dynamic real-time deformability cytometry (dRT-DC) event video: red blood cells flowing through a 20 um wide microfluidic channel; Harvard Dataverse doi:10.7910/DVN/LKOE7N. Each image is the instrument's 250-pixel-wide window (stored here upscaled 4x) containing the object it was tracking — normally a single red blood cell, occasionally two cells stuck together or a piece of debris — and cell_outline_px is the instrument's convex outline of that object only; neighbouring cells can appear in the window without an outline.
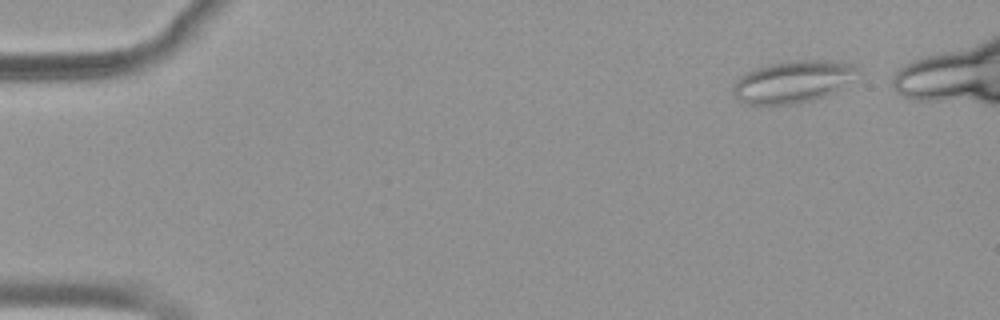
{"species": "common noctule bat (a hibernating species)", "species_latin": "Nyctalus noctula", "temperature_condition": "warm", "stored_images_in_passage": 47, "camera_frame_rate_fps": 3000, "um_per_image_px": 0.085, "animal": {"sex": "female", "body_mass_g": 19.9}, "frame": {"image": 1, "passage_image": 4, "time_ms": 1.0, "image_size_px": [1000, 320], "cell_outline_px": [[860, 72], [844, 88], [836, 92], [824, 96], [796, 104], [740, 104], [736, 100], [732, 92], [732, 88], [736, 80], [740, 76], [756, 68], [768, 64], [788, 60], [840, 60], [852, 64], [860, 68]], "centroid_in_image_um": [67.43, 6.94], "position_along_channel_um": 17.6, "area_um2": 31.21}}
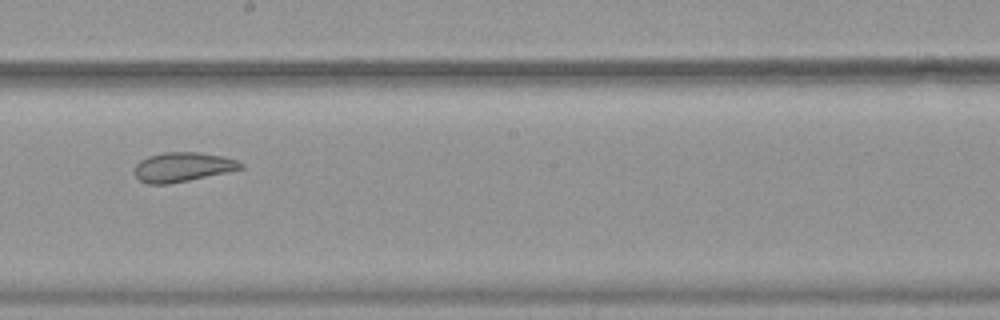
{"frame": {"image": 2, "passage_image": 30, "time_ms": 9.667, "image_size_px": [1000, 320], "cell_outline_px": [[244, 168], [228, 172], [168, 184], [148, 184], [140, 180], [132, 172], [136, 164], [140, 160], [148, 156], [164, 152], [200, 152], [224, 156], [236, 160], [244, 164]], "centroid_in_image_um": [15.52, 14.19], "position_along_channel_um": 232.7, "area_um2": 18.32}}
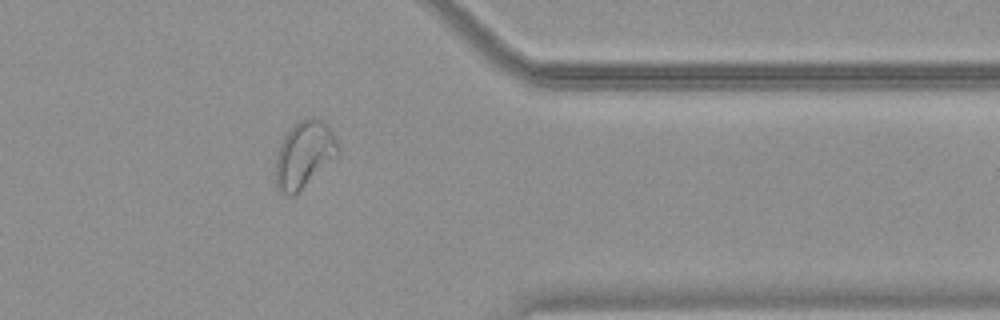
{"frame": {"image": 3, "passage_image": 43, "time_ms": 14.0, "image_size_px": [1000, 320], "cell_outline_px": [[340, 156], [292, 196], [288, 196], [276, 188], [276, 156], [280, 144], [284, 136], [300, 120], [308, 116], [316, 116], [324, 120], [332, 128], [340, 148]], "centroid_in_image_um": [25.92, 13.09], "position_along_channel_um": 385.5, "area_um2": 24.68}}